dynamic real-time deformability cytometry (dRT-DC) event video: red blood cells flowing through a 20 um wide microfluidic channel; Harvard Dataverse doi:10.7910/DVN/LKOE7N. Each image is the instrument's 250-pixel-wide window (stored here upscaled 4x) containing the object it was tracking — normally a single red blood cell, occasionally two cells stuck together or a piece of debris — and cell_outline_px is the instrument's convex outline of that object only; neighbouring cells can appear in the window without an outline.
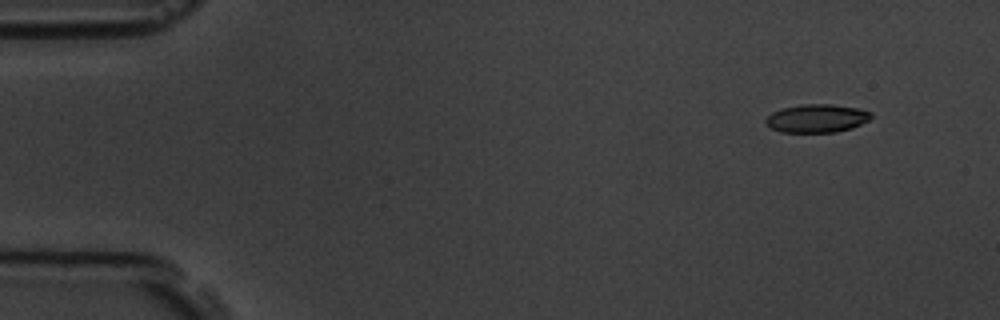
{"species": "common noctule bat (a hibernating species)", "species_latin": "Nyctalus noctula", "temperature_condition": "room temperature", "stored_images_in_passage": 4, "camera_frame_rate_fps": 3000, "um_per_image_px": 0.085, "animal": {"sex": "male", "body_mass_g": 19.5, "forearm_length_mm": 54.6}, "frame": {"image": 1, "passage_image": 1, "time_ms": 0.0, "image_size_px": [1000, 320], "cell_outline_px": [[872, 116], [868, 120], [852, 128], [836, 132], [780, 132], [772, 128], [764, 120], [772, 112], [784, 108], [804, 104], [832, 104], [856, 108], [872, 112]], "centroid_in_image_um": [69.44, 10.06], "position_along_channel_um": 15.6, "area_um2": 17.17}}
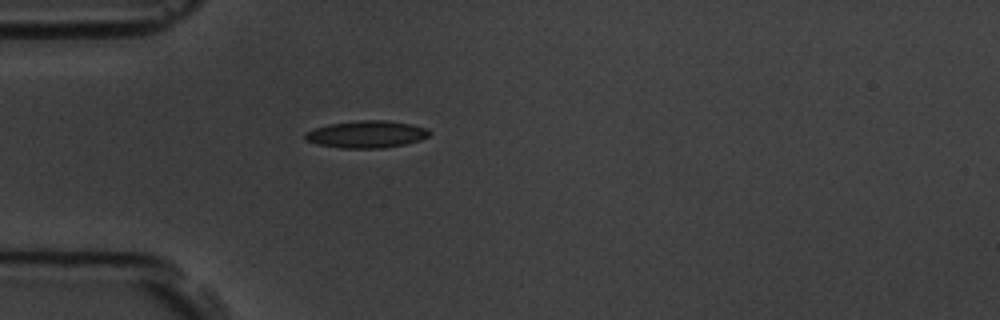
{"frame": {"image": 2, "passage_image": 4, "time_ms": 3.667, "image_size_px": [1000, 320], "cell_outline_px": [[432, 132], [428, 136], [420, 140], [404, 144], [384, 148], [340, 148], [316, 144], [304, 140], [304, 132], [328, 124], [360, 120], [388, 120], [412, 124], [428, 128]], "centroid_in_image_um": [31.15, 11.41], "position_along_channel_um": 53.8, "area_um2": 19.88}}